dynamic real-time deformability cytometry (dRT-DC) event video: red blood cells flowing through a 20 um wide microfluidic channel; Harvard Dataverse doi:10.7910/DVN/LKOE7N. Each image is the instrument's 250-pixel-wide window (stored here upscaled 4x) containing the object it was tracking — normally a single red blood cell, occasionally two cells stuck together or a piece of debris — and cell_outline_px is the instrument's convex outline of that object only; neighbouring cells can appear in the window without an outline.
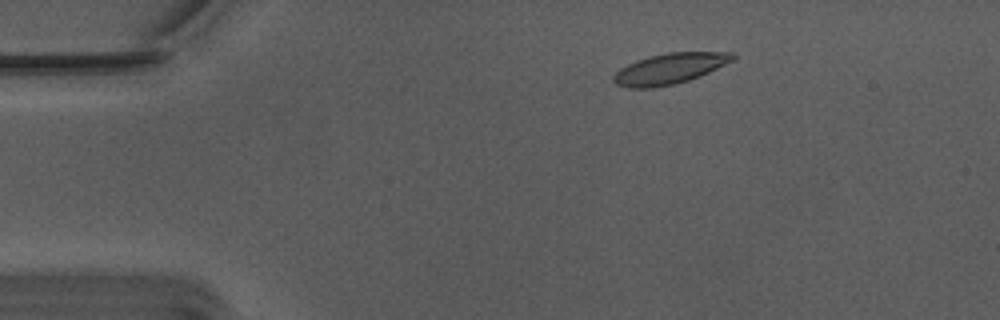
{"species": "Egyptian fruit bat (a non-hibernating species)", "species_latin": "Rousettus aegyptiacus", "temperature_condition": "warm", "stored_images_in_passage": 47, "camera_frame_rate_fps": 3000, "um_per_image_px": 0.085, "animal": {"sex": "male"}, "frame": {"image": 1, "passage_image": 1, "time_ms": 0.0, "image_size_px": [1000, 320], "cell_outline_px": [[736, 56], [732, 60], [700, 76], [688, 80], [672, 84], [652, 88], [628, 88], [616, 84], [612, 80], [612, 76], [620, 68], [636, 60], [648, 56], [668, 52], [732, 52]], "centroid_in_image_um": [56.87, 5.83], "position_along_channel_um": 28.1, "area_um2": 21.15}}
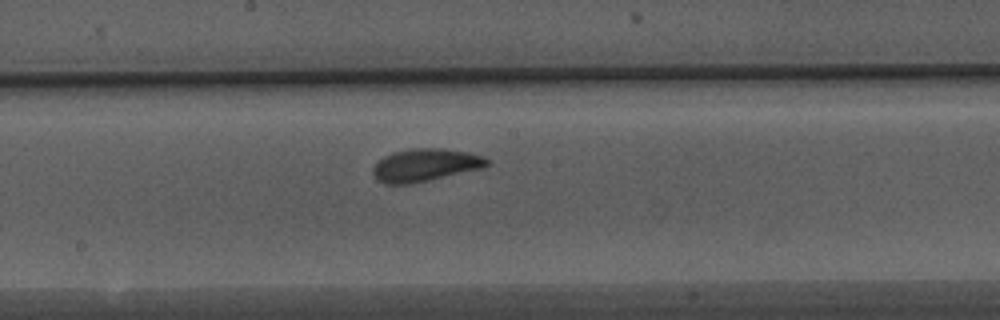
{"frame": {"image": 2, "passage_image": 21, "time_ms": 6.667, "image_size_px": [1000, 320], "cell_outline_px": [[492, 164], [480, 168], [412, 184], [384, 184], [376, 180], [372, 172], [372, 168], [384, 156], [392, 152], [408, 148], [444, 148], [468, 152], [484, 156], [492, 160]], "centroid_in_image_um": [36.15, 14.02], "position_along_channel_um": 212.1, "area_um2": 21.96}}
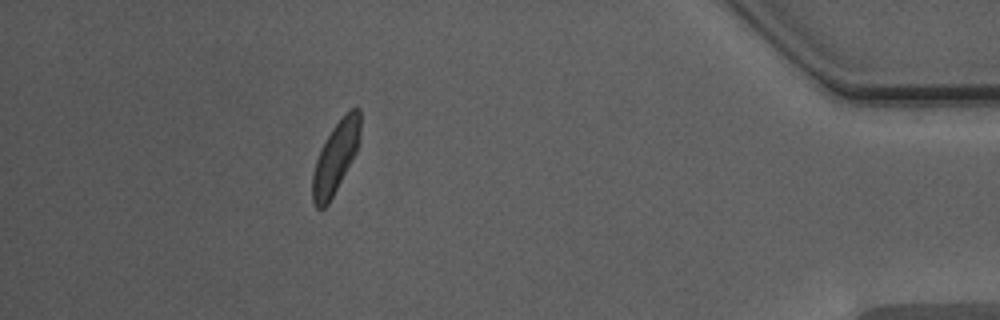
{"frame": {"image": 3, "passage_image": 41, "time_ms": 13.333, "image_size_px": [1000, 320], "cell_outline_px": [[360, 132], [356, 152], [328, 204], [324, 208], [316, 208], [312, 204], [312, 176], [316, 160], [332, 128], [356, 104], [360, 108]], "centroid_in_image_um": [28.52, 13.4], "position_along_channel_um": 406.7, "area_um2": 19.36}, "authors_computed_cell_mechanics": {"area_um2": 20.808, "velocity_mm_per_s": 3.7298, "shape_relaxation_time_tau1_ms": 3.2042, "shape_relaxation_time_tau2_ms": 1.4176, "deformation_change_tau1": 0.1184, "deformation_change_tau2": 0.0869}}